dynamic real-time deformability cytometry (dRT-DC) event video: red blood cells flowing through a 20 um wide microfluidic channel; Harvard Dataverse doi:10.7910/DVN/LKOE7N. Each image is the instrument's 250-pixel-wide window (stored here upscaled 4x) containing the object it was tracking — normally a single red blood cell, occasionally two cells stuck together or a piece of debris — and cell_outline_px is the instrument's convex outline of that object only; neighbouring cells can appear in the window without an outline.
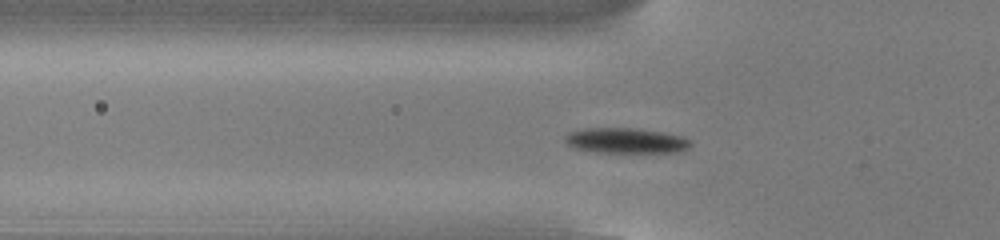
{"species": "common noctule bat (a hibernating species)", "species_latin": "Nyctalus noctula", "temperature_condition": "cold", "stored_images_in_passage": 39, "camera_frame_rate_fps": 3000, "um_per_image_px": 0.085, "animal": {"sex": "male", "body_mass_g": 13.0, "forearm_length_mm": 53.1}, "frame": {"image": 1, "passage_image": 3, "time_ms": 0.667, "image_size_px": [1000, 240], "cell_outline_px": [[692, 144], [688, 148], [680, 152], [596, 152], [576, 148], [568, 144], [564, 140], [564, 136], [568, 132], [584, 128], [636, 128], [660, 132], [680, 136], [692, 140]], "centroid_in_image_um": [53.2, 11.95], "position_along_channel_um": 72.6, "area_um2": 18.5}}
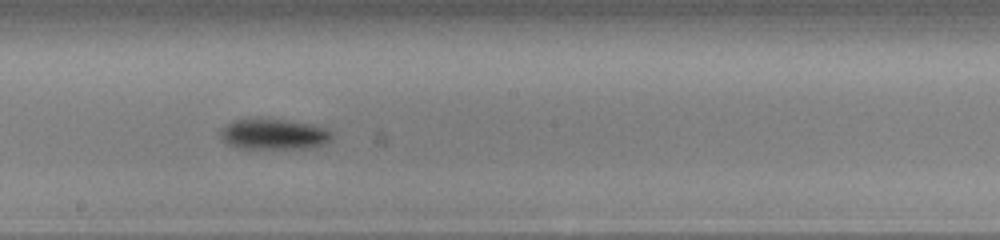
{"frame": {"image": 2, "passage_image": 15, "time_ms": 4.667, "image_size_px": [1000, 240], "cell_outline_px": [[336, 136], [332, 140], [324, 144], [312, 148], [236, 148], [228, 144], [220, 136], [220, 128], [232, 120], [260, 116], [312, 124], [336, 132]], "centroid_in_image_um": [23.29, 11.37], "position_along_channel_um": 224.9, "area_um2": 20.75}}
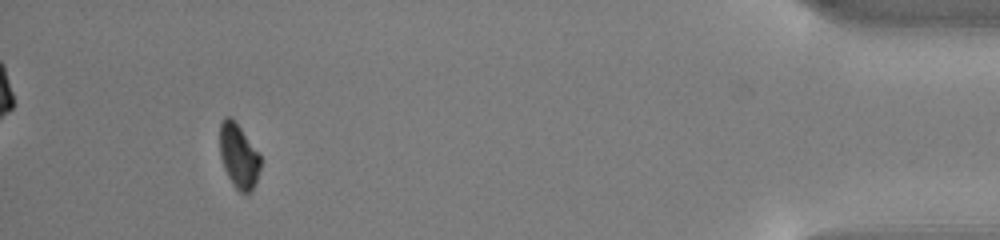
{"frame": {"image": 3, "passage_image": 35, "time_ms": 11.333, "image_size_px": [1000, 240], "cell_outline_px": [[260, 168], [252, 192], [240, 192], [232, 184], [224, 168], [220, 156], [220, 120], [224, 116], [228, 116], [240, 128], [260, 156]], "centroid_in_image_um": [20.26, 13.28], "position_along_channel_um": 414.9, "area_um2": 14.91}, "authors_computed_cell_mechanics": {"area_um2": 18.1492, "velocity_mm_per_s": 3.8091, "shape_relaxation_time_tau1_ms": 1.2834, "shape_relaxation_time_tau2_ms": null, "deformation_change_tau1": 0.0984, "deformation_change_tau2": null}}